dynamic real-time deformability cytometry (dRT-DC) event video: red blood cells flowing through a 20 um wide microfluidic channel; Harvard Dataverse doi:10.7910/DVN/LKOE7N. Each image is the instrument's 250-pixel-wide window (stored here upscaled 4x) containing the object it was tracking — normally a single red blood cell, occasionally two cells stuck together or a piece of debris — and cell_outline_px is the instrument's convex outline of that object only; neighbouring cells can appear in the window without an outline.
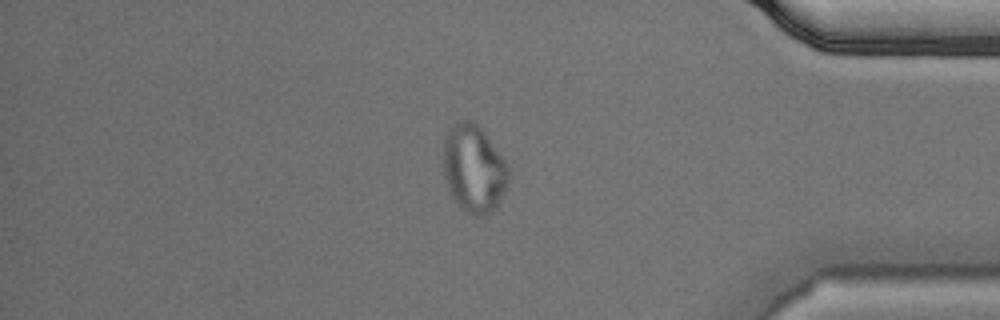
{"species": "Egyptian fruit bat (a non-hibernating species)", "species_latin": "Rousettus aegyptiacus", "temperature_condition": "cold", "stored_images_in_passage": 55, "camera_frame_rate_fps": 3000, "um_per_image_px": 0.085, "animal": {"sex": "male"}, "frame": {"image": 1, "passage_image": 47, "time_ms": 15.333, "image_size_px": [1000, 320], "cell_outline_px": [[512, 172], [500, 200], [496, 208], [492, 212], [480, 220], [464, 212], [452, 200], [444, 176], [444, 136], [448, 128], [452, 124], [460, 120], [472, 120], [484, 132], [508, 164]], "centroid_in_image_um": [40.28, 14.4], "position_along_channel_um": 394.9, "area_um2": 34.16}, "authors_computed_cell_mechanics": {"area_um2": 27.0504, "velocity_mm_per_s": 3.6084, "shape_relaxation_time_tau1_ms": null, "shape_relaxation_time_tau2_ms": 1.2875, "deformation_change_tau1": null, "deformation_change_tau2": 0.071}}